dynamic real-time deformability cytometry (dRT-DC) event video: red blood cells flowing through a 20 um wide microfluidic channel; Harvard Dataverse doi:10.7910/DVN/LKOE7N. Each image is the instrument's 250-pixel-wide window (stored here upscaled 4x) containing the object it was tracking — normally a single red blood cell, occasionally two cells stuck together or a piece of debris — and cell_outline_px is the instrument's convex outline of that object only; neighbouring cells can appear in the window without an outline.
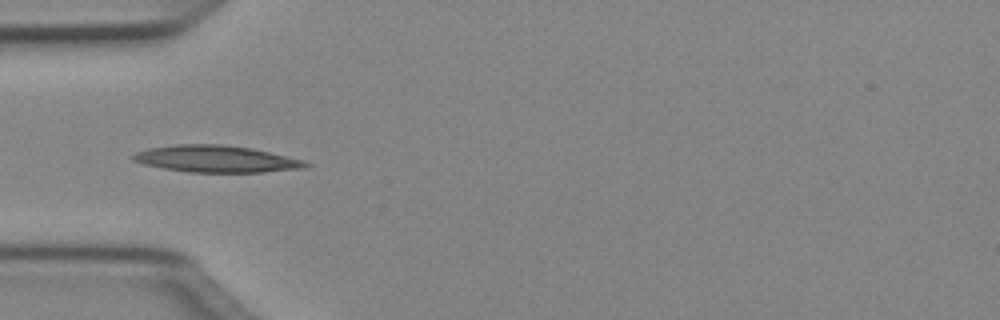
{"species": "Egyptian fruit bat (a non-hibernating species)", "species_latin": "Rousettus aegyptiacus", "temperature_condition": "cold", "stored_images_in_passage": 25, "camera_frame_rate_fps": 3000, "um_per_image_px": 0.085, "animal": {"sex": "female"}, "frame": {"image": 1, "passage_image": 4, "time_ms": 1.0, "image_size_px": [1000, 320], "cell_outline_px": [[312, 164], [304, 168], [264, 172], [188, 172], [164, 168], [144, 164], [132, 160], [132, 156], [136, 152], [148, 148], [176, 144], [220, 144], [252, 148], [304, 160]], "centroid_in_image_um": [18.38, 13.5], "position_along_channel_um": 66.6, "area_um2": 26.93}}